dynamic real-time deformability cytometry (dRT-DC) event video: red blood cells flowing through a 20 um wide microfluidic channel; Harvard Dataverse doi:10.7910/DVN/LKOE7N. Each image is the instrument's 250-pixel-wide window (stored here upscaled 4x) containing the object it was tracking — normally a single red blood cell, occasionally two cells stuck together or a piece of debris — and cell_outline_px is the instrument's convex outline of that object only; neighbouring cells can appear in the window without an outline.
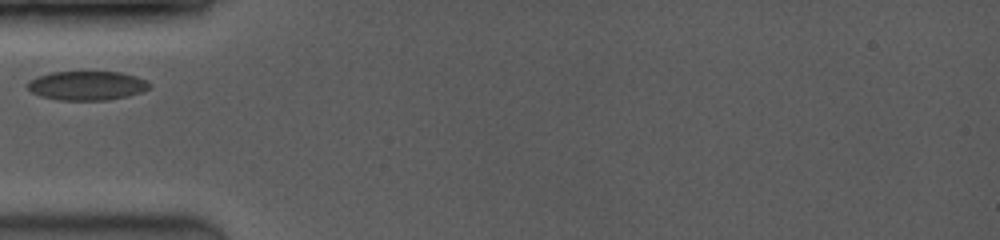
{"species": "common noctule bat (a hibernating species)", "species_latin": "Nyctalus noctula", "temperature_condition": "room temperature", "stored_images_in_passage": 7, "camera_frame_rate_fps": 3500, "um_per_image_px": 0.085, "animal": {"sex": "female", "body_mass_g": 19.0, "forearm_length_mm": 53.3}, "frame": {"image": 1, "passage_image": 1, "time_ms": 0.0, "image_size_px": [1000, 240], "cell_outline_px": [[152, 84], [148, 88], [140, 92], [128, 96], [108, 100], [56, 100], [40, 96], [32, 92], [28, 88], [28, 80], [36, 76], [48, 72], [120, 72], [136, 76]], "centroid_in_image_um": [7.35, 7.27], "position_along_channel_um": 77.6, "area_um2": 20.75}}
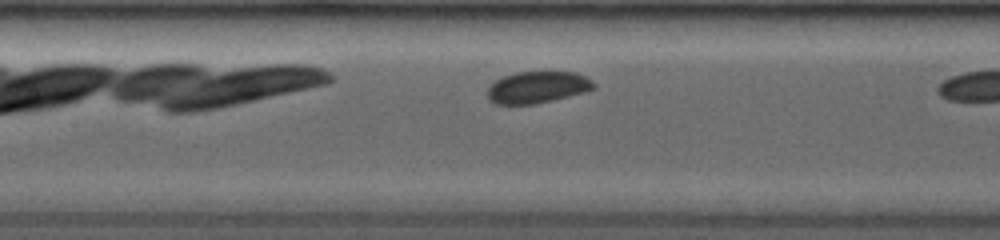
{"frame": {"image": 2, "passage_image": 6, "time_ms": 1.143, "image_size_px": [1000, 240], "cell_outline_px": [[596, 88], [584, 92], [552, 100], [532, 104], [496, 104], [488, 100], [488, 88], [496, 80], [504, 76], [516, 72], [576, 72], [592, 80], [596, 84]], "centroid_in_image_um": [45.69, 7.41], "position_along_channel_um": 161.7, "area_um2": 19.54}}